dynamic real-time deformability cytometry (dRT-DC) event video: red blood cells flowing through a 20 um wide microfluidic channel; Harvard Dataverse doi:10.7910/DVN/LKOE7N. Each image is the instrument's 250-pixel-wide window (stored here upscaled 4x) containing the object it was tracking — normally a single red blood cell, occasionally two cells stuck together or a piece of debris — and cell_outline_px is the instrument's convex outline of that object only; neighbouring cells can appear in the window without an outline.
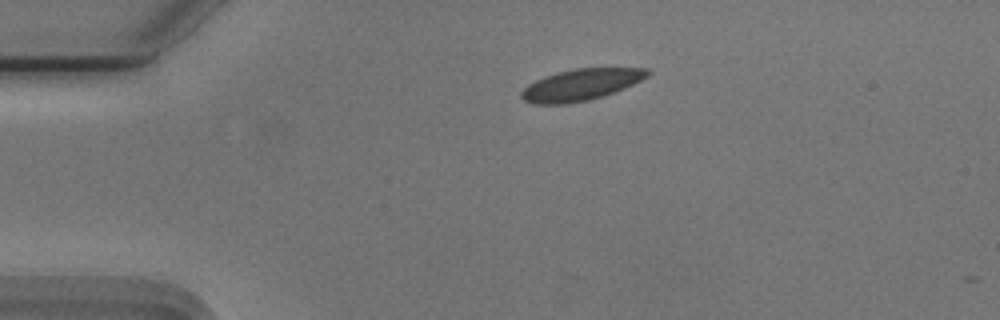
{"species": "Egyptian fruit bat (a non-hibernating species)", "species_latin": "Rousettus aegyptiacus", "temperature_condition": "cold", "stored_images_in_passage": 2, "camera_frame_rate_fps": 3000, "um_per_image_px": 0.085, "animal": {"sex": "male"}, "frame": {"image": 1, "passage_image": 1, "time_ms": 0.0, "image_size_px": [1000, 320], "cell_outline_px": [[652, 72], [648, 76], [624, 88], [604, 96], [588, 100], [564, 104], [536, 104], [524, 100], [520, 96], [520, 92], [528, 84], [544, 76], [556, 72], [576, 68], [648, 68]], "centroid_in_image_um": [49.37, 7.19], "position_along_channel_um": 35.6, "area_um2": 23.12}}